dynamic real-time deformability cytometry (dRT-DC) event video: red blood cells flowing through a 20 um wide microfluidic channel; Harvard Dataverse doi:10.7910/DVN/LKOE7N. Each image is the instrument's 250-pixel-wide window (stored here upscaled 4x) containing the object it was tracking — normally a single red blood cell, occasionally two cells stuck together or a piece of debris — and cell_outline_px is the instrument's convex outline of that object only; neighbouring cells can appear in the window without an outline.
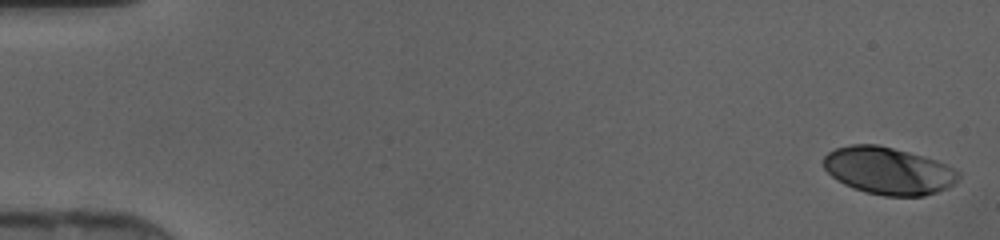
{"species": "human", "species_latin": "Homo sapiens", "temperature_condition": "cold", "stored_images_in_passage": 46, "camera_frame_rate_fps": 3000, "um_per_image_px": 0.085, "donor": {"sex": "female"}, "frame": {"image": 1, "passage_image": 1, "time_ms": 0.0, "image_size_px": [1000, 240], "cell_outline_px": [[960, 176], [948, 188], [924, 196], [884, 196], [852, 188], [836, 180], [824, 168], [824, 156], [828, 152], [836, 148], [852, 144], [876, 144], [908, 152], [936, 160], [960, 172]], "centroid_in_image_um": [75.49, 14.52], "position_along_channel_um": 9.5, "area_um2": 36.93}}
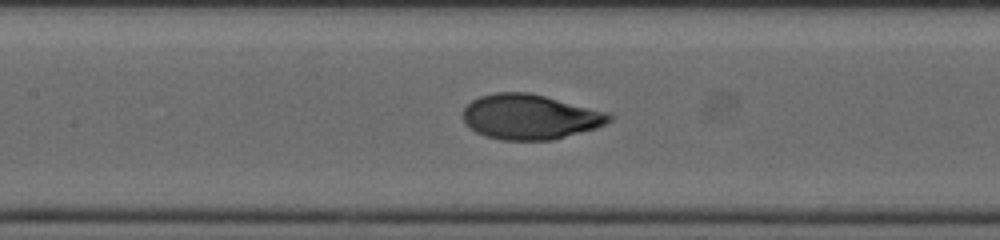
{"frame": {"image": 2, "passage_image": 22, "time_ms": 7.0, "image_size_px": [1000, 240], "cell_outline_px": [[616, 116], [612, 120], [596, 128], [552, 140], [500, 140], [484, 136], [476, 132], [464, 124], [464, 108], [472, 100], [480, 96], [496, 92], [528, 92], [612, 112]], "centroid_in_image_um": [45.09, 9.93], "position_along_channel_um": 162.3, "area_um2": 38.73}}
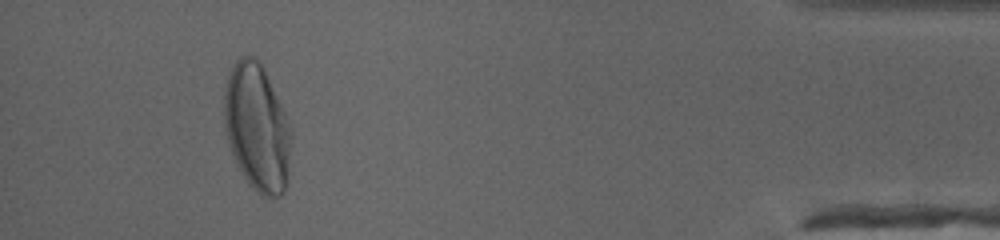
{"frame": {"image": 3, "passage_image": 43, "time_ms": 14.0, "image_size_px": [1000, 240], "cell_outline_px": [[292, 140], [288, 176], [284, 192], [280, 196], [268, 200], [260, 196], [248, 184], [232, 152], [228, 140], [224, 124], [224, 92], [228, 76], [236, 60], [240, 56], [252, 56], [264, 68], [292, 128]], "centroid_in_image_um": [21.88, 10.89], "position_along_channel_um": 413.3, "area_um2": 49.94}}